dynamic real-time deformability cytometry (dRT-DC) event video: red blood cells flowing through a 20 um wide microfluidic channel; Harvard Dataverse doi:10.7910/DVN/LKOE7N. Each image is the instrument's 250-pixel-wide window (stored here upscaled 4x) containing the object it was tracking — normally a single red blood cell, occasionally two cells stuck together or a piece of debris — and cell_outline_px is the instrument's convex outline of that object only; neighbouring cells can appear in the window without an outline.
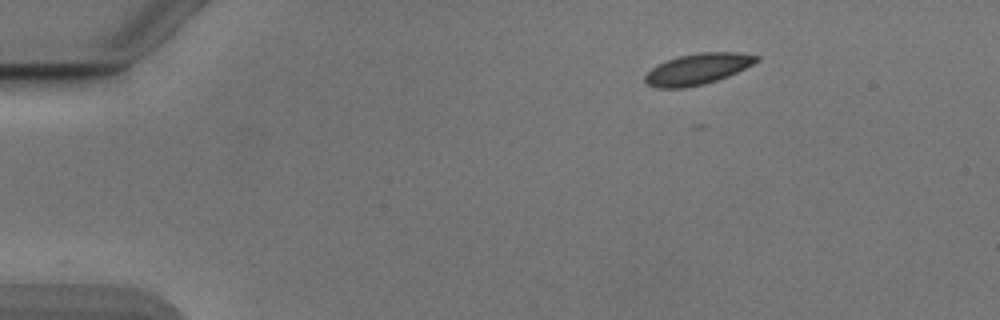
{"species": "Egyptian fruit bat (a non-hibernating species)", "species_latin": "Rousettus aegyptiacus", "temperature_condition": "cold", "stored_images_in_passage": 46, "camera_frame_rate_fps": 3000, "um_per_image_px": 0.085, "animal": {"sex": "male"}, "frame": {"image": 1, "passage_image": 1, "time_ms": 0.0, "image_size_px": [1000, 320], "cell_outline_px": [[760, 60], [728, 76], [704, 84], [684, 88], [656, 88], [648, 84], [644, 80], [644, 76], [656, 64], [680, 56], [700, 52], [740, 52], [760, 56]], "centroid_in_image_um": [59.3, 5.86], "position_along_channel_um": 25.7, "area_um2": 20.06}}
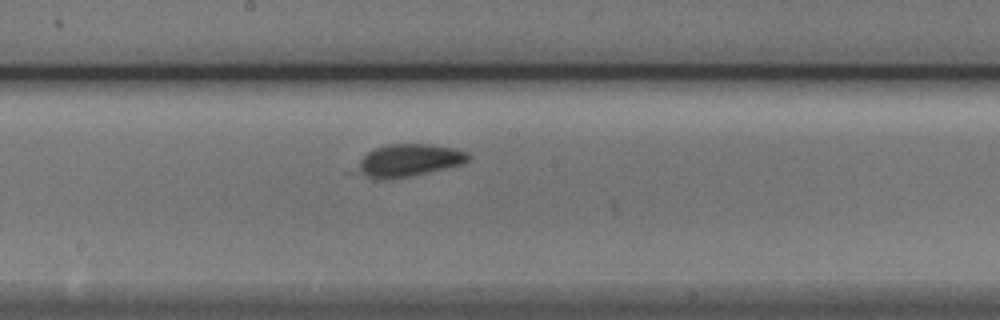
{"frame": {"image": 2, "passage_image": 22, "time_ms": 7.0, "image_size_px": [1000, 320], "cell_outline_px": [[472, 156], [464, 164], [412, 176], [372, 180], [344, 172], [368, 152], [376, 148], [388, 144], [432, 144], [456, 148], [468, 152]], "centroid_in_image_um": [34.58, 13.67], "position_along_channel_um": 213.6, "area_um2": 22.2}}
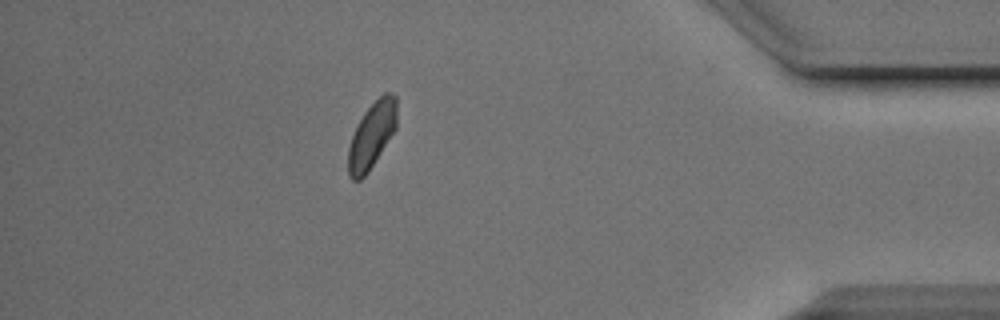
{"frame": {"image": 3, "passage_image": 40, "time_ms": 13.0, "image_size_px": [1000, 320], "cell_outline_px": [[396, 128], [368, 172], [360, 180], [352, 180], [348, 176], [348, 148], [352, 136], [364, 112], [384, 92], [392, 92], [396, 96]], "centroid_in_image_um": [31.6, 11.5], "position_along_channel_um": 403.6, "area_um2": 18.44}}